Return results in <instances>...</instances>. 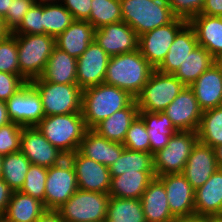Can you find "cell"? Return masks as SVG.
I'll return each mask as SVG.
<instances>
[{
  "label": "cell",
  "mask_w": 222,
  "mask_h": 222,
  "mask_svg": "<svg viewBox=\"0 0 222 222\" xmlns=\"http://www.w3.org/2000/svg\"><path fill=\"white\" fill-rule=\"evenodd\" d=\"M134 100L129 92L106 83L84 89L81 113L86 127L93 129L102 120L126 108Z\"/></svg>",
  "instance_id": "obj_1"
},
{
  "label": "cell",
  "mask_w": 222,
  "mask_h": 222,
  "mask_svg": "<svg viewBox=\"0 0 222 222\" xmlns=\"http://www.w3.org/2000/svg\"><path fill=\"white\" fill-rule=\"evenodd\" d=\"M153 70L137 49L110 57L104 83L123 89L135 98L148 82Z\"/></svg>",
  "instance_id": "obj_2"
},
{
  "label": "cell",
  "mask_w": 222,
  "mask_h": 222,
  "mask_svg": "<svg viewBox=\"0 0 222 222\" xmlns=\"http://www.w3.org/2000/svg\"><path fill=\"white\" fill-rule=\"evenodd\" d=\"M36 128L66 156L78 150L88 130L81 112L45 116Z\"/></svg>",
  "instance_id": "obj_3"
},
{
  "label": "cell",
  "mask_w": 222,
  "mask_h": 222,
  "mask_svg": "<svg viewBox=\"0 0 222 222\" xmlns=\"http://www.w3.org/2000/svg\"><path fill=\"white\" fill-rule=\"evenodd\" d=\"M122 21L138 36L171 23L176 17L168 0H120Z\"/></svg>",
  "instance_id": "obj_4"
},
{
  "label": "cell",
  "mask_w": 222,
  "mask_h": 222,
  "mask_svg": "<svg viewBox=\"0 0 222 222\" xmlns=\"http://www.w3.org/2000/svg\"><path fill=\"white\" fill-rule=\"evenodd\" d=\"M16 36L20 75L30 82L39 78L56 47L55 38L47 34H14Z\"/></svg>",
  "instance_id": "obj_5"
},
{
  "label": "cell",
  "mask_w": 222,
  "mask_h": 222,
  "mask_svg": "<svg viewBox=\"0 0 222 222\" xmlns=\"http://www.w3.org/2000/svg\"><path fill=\"white\" fill-rule=\"evenodd\" d=\"M30 83L40 95L45 116L81 112L83 90L78 84L51 83L40 78Z\"/></svg>",
  "instance_id": "obj_6"
},
{
  "label": "cell",
  "mask_w": 222,
  "mask_h": 222,
  "mask_svg": "<svg viewBox=\"0 0 222 222\" xmlns=\"http://www.w3.org/2000/svg\"><path fill=\"white\" fill-rule=\"evenodd\" d=\"M185 85L174 75L154 69L148 82L135 97L139 111L162 112Z\"/></svg>",
  "instance_id": "obj_7"
},
{
  "label": "cell",
  "mask_w": 222,
  "mask_h": 222,
  "mask_svg": "<svg viewBox=\"0 0 222 222\" xmlns=\"http://www.w3.org/2000/svg\"><path fill=\"white\" fill-rule=\"evenodd\" d=\"M109 198V194L78 189L57 210L65 222H103Z\"/></svg>",
  "instance_id": "obj_8"
},
{
  "label": "cell",
  "mask_w": 222,
  "mask_h": 222,
  "mask_svg": "<svg viewBox=\"0 0 222 222\" xmlns=\"http://www.w3.org/2000/svg\"><path fill=\"white\" fill-rule=\"evenodd\" d=\"M198 141L197 132L194 131H178L173 134L169 143L153 154L156 176L182 173Z\"/></svg>",
  "instance_id": "obj_9"
},
{
  "label": "cell",
  "mask_w": 222,
  "mask_h": 222,
  "mask_svg": "<svg viewBox=\"0 0 222 222\" xmlns=\"http://www.w3.org/2000/svg\"><path fill=\"white\" fill-rule=\"evenodd\" d=\"M78 190L76 174L68 158L48 168L44 206L57 210Z\"/></svg>",
  "instance_id": "obj_10"
},
{
  "label": "cell",
  "mask_w": 222,
  "mask_h": 222,
  "mask_svg": "<svg viewBox=\"0 0 222 222\" xmlns=\"http://www.w3.org/2000/svg\"><path fill=\"white\" fill-rule=\"evenodd\" d=\"M187 23L184 19L175 18L171 23L139 36L138 49L154 69L162 64L177 33Z\"/></svg>",
  "instance_id": "obj_11"
},
{
  "label": "cell",
  "mask_w": 222,
  "mask_h": 222,
  "mask_svg": "<svg viewBox=\"0 0 222 222\" xmlns=\"http://www.w3.org/2000/svg\"><path fill=\"white\" fill-rule=\"evenodd\" d=\"M6 108L11 122L23 127H35L45 117L40 95L30 82L6 101Z\"/></svg>",
  "instance_id": "obj_12"
},
{
  "label": "cell",
  "mask_w": 222,
  "mask_h": 222,
  "mask_svg": "<svg viewBox=\"0 0 222 222\" xmlns=\"http://www.w3.org/2000/svg\"><path fill=\"white\" fill-rule=\"evenodd\" d=\"M73 165L78 189L108 194L111 185L109 167L100 164L78 150L67 156Z\"/></svg>",
  "instance_id": "obj_13"
},
{
  "label": "cell",
  "mask_w": 222,
  "mask_h": 222,
  "mask_svg": "<svg viewBox=\"0 0 222 222\" xmlns=\"http://www.w3.org/2000/svg\"><path fill=\"white\" fill-rule=\"evenodd\" d=\"M20 152L31 164L50 168L61 163L67 156L50 144L35 127H23L20 138Z\"/></svg>",
  "instance_id": "obj_14"
},
{
  "label": "cell",
  "mask_w": 222,
  "mask_h": 222,
  "mask_svg": "<svg viewBox=\"0 0 222 222\" xmlns=\"http://www.w3.org/2000/svg\"><path fill=\"white\" fill-rule=\"evenodd\" d=\"M110 56L94 40L77 59V84L84 90L104 83Z\"/></svg>",
  "instance_id": "obj_15"
},
{
  "label": "cell",
  "mask_w": 222,
  "mask_h": 222,
  "mask_svg": "<svg viewBox=\"0 0 222 222\" xmlns=\"http://www.w3.org/2000/svg\"><path fill=\"white\" fill-rule=\"evenodd\" d=\"M163 112L178 131L197 132L203 110L193 90L185 86Z\"/></svg>",
  "instance_id": "obj_16"
},
{
  "label": "cell",
  "mask_w": 222,
  "mask_h": 222,
  "mask_svg": "<svg viewBox=\"0 0 222 222\" xmlns=\"http://www.w3.org/2000/svg\"><path fill=\"white\" fill-rule=\"evenodd\" d=\"M156 177L166 189L169 209L176 219L195 215V190L182 173Z\"/></svg>",
  "instance_id": "obj_17"
},
{
  "label": "cell",
  "mask_w": 222,
  "mask_h": 222,
  "mask_svg": "<svg viewBox=\"0 0 222 222\" xmlns=\"http://www.w3.org/2000/svg\"><path fill=\"white\" fill-rule=\"evenodd\" d=\"M111 57L138 49L139 36L124 21L95 29L94 39Z\"/></svg>",
  "instance_id": "obj_18"
},
{
  "label": "cell",
  "mask_w": 222,
  "mask_h": 222,
  "mask_svg": "<svg viewBox=\"0 0 222 222\" xmlns=\"http://www.w3.org/2000/svg\"><path fill=\"white\" fill-rule=\"evenodd\" d=\"M219 169L214 148L197 142L185 164L182 174L194 190L204 185Z\"/></svg>",
  "instance_id": "obj_19"
},
{
  "label": "cell",
  "mask_w": 222,
  "mask_h": 222,
  "mask_svg": "<svg viewBox=\"0 0 222 222\" xmlns=\"http://www.w3.org/2000/svg\"><path fill=\"white\" fill-rule=\"evenodd\" d=\"M124 149L122 143L109 141L93 129H88L80 142L78 151L83 156L110 167L121 156Z\"/></svg>",
  "instance_id": "obj_20"
},
{
  "label": "cell",
  "mask_w": 222,
  "mask_h": 222,
  "mask_svg": "<svg viewBox=\"0 0 222 222\" xmlns=\"http://www.w3.org/2000/svg\"><path fill=\"white\" fill-rule=\"evenodd\" d=\"M190 88L203 111L222 105V71L215 63Z\"/></svg>",
  "instance_id": "obj_21"
},
{
  "label": "cell",
  "mask_w": 222,
  "mask_h": 222,
  "mask_svg": "<svg viewBox=\"0 0 222 222\" xmlns=\"http://www.w3.org/2000/svg\"><path fill=\"white\" fill-rule=\"evenodd\" d=\"M146 222H174L163 183L155 177L140 198Z\"/></svg>",
  "instance_id": "obj_22"
},
{
  "label": "cell",
  "mask_w": 222,
  "mask_h": 222,
  "mask_svg": "<svg viewBox=\"0 0 222 222\" xmlns=\"http://www.w3.org/2000/svg\"><path fill=\"white\" fill-rule=\"evenodd\" d=\"M95 39V28L88 21L74 20L55 38V45L61 51L78 59Z\"/></svg>",
  "instance_id": "obj_23"
},
{
  "label": "cell",
  "mask_w": 222,
  "mask_h": 222,
  "mask_svg": "<svg viewBox=\"0 0 222 222\" xmlns=\"http://www.w3.org/2000/svg\"><path fill=\"white\" fill-rule=\"evenodd\" d=\"M189 24L194 28L198 45L215 59L222 54V17L198 14Z\"/></svg>",
  "instance_id": "obj_24"
},
{
  "label": "cell",
  "mask_w": 222,
  "mask_h": 222,
  "mask_svg": "<svg viewBox=\"0 0 222 222\" xmlns=\"http://www.w3.org/2000/svg\"><path fill=\"white\" fill-rule=\"evenodd\" d=\"M195 215H222V169L212 174L208 181L195 190Z\"/></svg>",
  "instance_id": "obj_25"
},
{
  "label": "cell",
  "mask_w": 222,
  "mask_h": 222,
  "mask_svg": "<svg viewBox=\"0 0 222 222\" xmlns=\"http://www.w3.org/2000/svg\"><path fill=\"white\" fill-rule=\"evenodd\" d=\"M198 46L194 28L189 22L177 33L171 44L166 58L157 68L158 71L166 74H174L186 59L189 53Z\"/></svg>",
  "instance_id": "obj_26"
},
{
  "label": "cell",
  "mask_w": 222,
  "mask_h": 222,
  "mask_svg": "<svg viewBox=\"0 0 222 222\" xmlns=\"http://www.w3.org/2000/svg\"><path fill=\"white\" fill-rule=\"evenodd\" d=\"M76 68L77 59L55 47L39 78L51 83L77 84Z\"/></svg>",
  "instance_id": "obj_27"
},
{
  "label": "cell",
  "mask_w": 222,
  "mask_h": 222,
  "mask_svg": "<svg viewBox=\"0 0 222 222\" xmlns=\"http://www.w3.org/2000/svg\"><path fill=\"white\" fill-rule=\"evenodd\" d=\"M138 115L139 108L134 100L126 108L116 111L110 117L102 120L93 130L109 141L123 144L131 123Z\"/></svg>",
  "instance_id": "obj_28"
},
{
  "label": "cell",
  "mask_w": 222,
  "mask_h": 222,
  "mask_svg": "<svg viewBox=\"0 0 222 222\" xmlns=\"http://www.w3.org/2000/svg\"><path fill=\"white\" fill-rule=\"evenodd\" d=\"M156 177L155 172H126L111 177L109 196L126 199H140L148 184Z\"/></svg>",
  "instance_id": "obj_29"
},
{
  "label": "cell",
  "mask_w": 222,
  "mask_h": 222,
  "mask_svg": "<svg viewBox=\"0 0 222 222\" xmlns=\"http://www.w3.org/2000/svg\"><path fill=\"white\" fill-rule=\"evenodd\" d=\"M45 210L44 203L37 198L13 191L7 210L1 218L5 222H36Z\"/></svg>",
  "instance_id": "obj_30"
},
{
  "label": "cell",
  "mask_w": 222,
  "mask_h": 222,
  "mask_svg": "<svg viewBox=\"0 0 222 222\" xmlns=\"http://www.w3.org/2000/svg\"><path fill=\"white\" fill-rule=\"evenodd\" d=\"M149 135L150 153L155 154L164 148L173 134L178 130L174 127L168 116L162 112L139 111Z\"/></svg>",
  "instance_id": "obj_31"
},
{
  "label": "cell",
  "mask_w": 222,
  "mask_h": 222,
  "mask_svg": "<svg viewBox=\"0 0 222 222\" xmlns=\"http://www.w3.org/2000/svg\"><path fill=\"white\" fill-rule=\"evenodd\" d=\"M215 59L204 48L198 45L181 63L174 75L185 85L190 87L197 78L204 73Z\"/></svg>",
  "instance_id": "obj_32"
},
{
  "label": "cell",
  "mask_w": 222,
  "mask_h": 222,
  "mask_svg": "<svg viewBox=\"0 0 222 222\" xmlns=\"http://www.w3.org/2000/svg\"><path fill=\"white\" fill-rule=\"evenodd\" d=\"M155 172L153 154L124 149L121 156L109 167L111 177H118L126 172Z\"/></svg>",
  "instance_id": "obj_33"
},
{
  "label": "cell",
  "mask_w": 222,
  "mask_h": 222,
  "mask_svg": "<svg viewBox=\"0 0 222 222\" xmlns=\"http://www.w3.org/2000/svg\"><path fill=\"white\" fill-rule=\"evenodd\" d=\"M31 162L20 151L3 156L1 178L13 190L20 191Z\"/></svg>",
  "instance_id": "obj_34"
},
{
  "label": "cell",
  "mask_w": 222,
  "mask_h": 222,
  "mask_svg": "<svg viewBox=\"0 0 222 222\" xmlns=\"http://www.w3.org/2000/svg\"><path fill=\"white\" fill-rule=\"evenodd\" d=\"M197 136L199 142L212 148L222 144V105L203 111Z\"/></svg>",
  "instance_id": "obj_35"
},
{
  "label": "cell",
  "mask_w": 222,
  "mask_h": 222,
  "mask_svg": "<svg viewBox=\"0 0 222 222\" xmlns=\"http://www.w3.org/2000/svg\"><path fill=\"white\" fill-rule=\"evenodd\" d=\"M107 217L119 222H146L140 199L110 196Z\"/></svg>",
  "instance_id": "obj_36"
},
{
  "label": "cell",
  "mask_w": 222,
  "mask_h": 222,
  "mask_svg": "<svg viewBox=\"0 0 222 222\" xmlns=\"http://www.w3.org/2000/svg\"><path fill=\"white\" fill-rule=\"evenodd\" d=\"M73 15L61 4H43L44 34L56 38L74 21Z\"/></svg>",
  "instance_id": "obj_37"
},
{
  "label": "cell",
  "mask_w": 222,
  "mask_h": 222,
  "mask_svg": "<svg viewBox=\"0 0 222 222\" xmlns=\"http://www.w3.org/2000/svg\"><path fill=\"white\" fill-rule=\"evenodd\" d=\"M122 21L120 0H92L89 23L98 29Z\"/></svg>",
  "instance_id": "obj_38"
},
{
  "label": "cell",
  "mask_w": 222,
  "mask_h": 222,
  "mask_svg": "<svg viewBox=\"0 0 222 222\" xmlns=\"http://www.w3.org/2000/svg\"><path fill=\"white\" fill-rule=\"evenodd\" d=\"M47 172L48 168L31 164L20 192L44 203Z\"/></svg>",
  "instance_id": "obj_39"
},
{
  "label": "cell",
  "mask_w": 222,
  "mask_h": 222,
  "mask_svg": "<svg viewBox=\"0 0 222 222\" xmlns=\"http://www.w3.org/2000/svg\"><path fill=\"white\" fill-rule=\"evenodd\" d=\"M0 72L20 74L16 36L13 33L0 39Z\"/></svg>",
  "instance_id": "obj_40"
},
{
  "label": "cell",
  "mask_w": 222,
  "mask_h": 222,
  "mask_svg": "<svg viewBox=\"0 0 222 222\" xmlns=\"http://www.w3.org/2000/svg\"><path fill=\"white\" fill-rule=\"evenodd\" d=\"M123 145L126 149L150 153L149 135L146 125L139 115L131 123Z\"/></svg>",
  "instance_id": "obj_41"
},
{
  "label": "cell",
  "mask_w": 222,
  "mask_h": 222,
  "mask_svg": "<svg viewBox=\"0 0 222 222\" xmlns=\"http://www.w3.org/2000/svg\"><path fill=\"white\" fill-rule=\"evenodd\" d=\"M13 34H44L43 26V4L34 5L25 14L20 26Z\"/></svg>",
  "instance_id": "obj_42"
},
{
  "label": "cell",
  "mask_w": 222,
  "mask_h": 222,
  "mask_svg": "<svg viewBox=\"0 0 222 222\" xmlns=\"http://www.w3.org/2000/svg\"><path fill=\"white\" fill-rule=\"evenodd\" d=\"M23 126L10 122L0 127V155L20 151V138Z\"/></svg>",
  "instance_id": "obj_43"
},
{
  "label": "cell",
  "mask_w": 222,
  "mask_h": 222,
  "mask_svg": "<svg viewBox=\"0 0 222 222\" xmlns=\"http://www.w3.org/2000/svg\"><path fill=\"white\" fill-rule=\"evenodd\" d=\"M34 0H10L3 23L9 33H13L22 23L25 14L34 5Z\"/></svg>",
  "instance_id": "obj_44"
},
{
  "label": "cell",
  "mask_w": 222,
  "mask_h": 222,
  "mask_svg": "<svg viewBox=\"0 0 222 222\" xmlns=\"http://www.w3.org/2000/svg\"><path fill=\"white\" fill-rule=\"evenodd\" d=\"M205 0H168L172 13L176 18L190 21L201 13Z\"/></svg>",
  "instance_id": "obj_45"
},
{
  "label": "cell",
  "mask_w": 222,
  "mask_h": 222,
  "mask_svg": "<svg viewBox=\"0 0 222 222\" xmlns=\"http://www.w3.org/2000/svg\"><path fill=\"white\" fill-rule=\"evenodd\" d=\"M27 83L20 74L0 72V100L6 102Z\"/></svg>",
  "instance_id": "obj_46"
},
{
  "label": "cell",
  "mask_w": 222,
  "mask_h": 222,
  "mask_svg": "<svg viewBox=\"0 0 222 222\" xmlns=\"http://www.w3.org/2000/svg\"><path fill=\"white\" fill-rule=\"evenodd\" d=\"M92 0H61V4L73 15L75 20L88 21Z\"/></svg>",
  "instance_id": "obj_47"
},
{
  "label": "cell",
  "mask_w": 222,
  "mask_h": 222,
  "mask_svg": "<svg viewBox=\"0 0 222 222\" xmlns=\"http://www.w3.org/2000/svg\"><path fill=\"white\" fill-rule=\"evenodd\" d=\"M13 190L0 178V217H2L8 207Z\"/></svg>",
  "instance_id": "obj_48"
},
{
  "label": "cell",
  "mask_w": 222,
  "mask_h": 222,
  "mask_svg": "<svg viewBox=\"0 0 222 222\" xmlns=\"http://www.w3.org/2000/svg\"><path fill=\"white\" fill-rule=\"evenodd\" d=\"M200 14L222 17V0H205Z\"/></svg>",
  "instance_id": "obj_49"
},
{
  "label": "cell",
  "mask_w": 222,
  "mask_h": 222,
  "mask_svg": "<svg viewBox=\"0 0 222 222\" xmlns=\"http://www.w3.org/2000/svg\"><path fill=\"white\" fill-rule=\"evenodd\" d=\"M36 222H65L58 210L46 209Z\"/></svg>",
  "instance_id": "obj_50"
},
{
  "label": "cell",
  "mask_w": 222,
  "mask_h": 222,
  "mask_svg": "<svg viewBox=\"0 0 222 222\" xmlns=\"http://www.w3.org/2000/svg\"><path fill=\"white\" fill-rule=\"evenodd\" d=\"M11 120L8 117L6 102L0 100V127L9 124Z\"/></svg>",
  "instance_id": "obj_51"
},
{
  "label": "cell",
  "mask_w": 222,
  "mask_h": 222,
  "mask_svg": "<svg viewBox=\"0 0 222 222\" xmlns=\"http://www.w3.org/2000/svg\"><path fill=\"white\" fill-rule=\"evenodd\" d=\"M174 222H208V216L192 215L184 218H177Z\"/></svg>",
  "instance_id": "obj_52"
},
{
  "label": "cell",
  "mask_w": 222,
  "mask_h": 222,
  "mask_svg": "<svg viewBox=\"0 0 222 222\" xmlns=\"http://www.w3.org/2000/svg\"><path fill=\"white\" fill-rule=\"evenodd\" d=\"M10 0H0V18H4L7 14Z\"/></svg>",
  "instance_id": "obj_53"
},
{
  "label": "cell",
  "mask_w": 222,
  "mask_h": 222,
  "mask_svg": "<svg viewBox=\"0 0 222 222\" xmlns=\"http://www.w3.org/2000/svg\"><path fill=\"white\" fill-rule=\"evenodd\" d=\"M214 151L219 169H222V144L214 147Z\"/></svg>",
  "instance_id": "obj_54"
},
{
  "label": "cell",
  "mask_w": 222,
  "mask_h": 222,
  "mask_svg": "<svg viewBox=\"0 0 222 222\" xmlns=\"http://www.w3.org/2000/svg\"><path fill=\"white\" fill-rule=\"evenodd\" d=\"M9 32L6 30L3 19L0 18V39H3Z\"/></svg>",
  "instance_id": "obj_55"
},
{
  "label": "cell",
  "mask_w": 222,
  "mask_h": 222,
  "mask_svg": "<svg viewBox=\"0 0 222 222\" xmlns=\"http://www.w3.org/2000/svg\"><path fill=\"white\" fill-rule=\"evenodd\" d=\"M37 4H51V3H60L61 0H34Z\"/></svg>",
  "instance_id": "obj_56"
},
{
  "label": "cell",
  "mask_w": 222,
  "mask_h": 222,
  "mask_svg": "<svg viewBox=\"0 0 222 222\" xmlns=\"http://www.w3.org/2000/svg\"><path fill=\"white\" fill-rule=\"evenodd\" d=\"M208 222H222V215L208 216Z\"/></svg>",
  "instance_id": "obj_57"
},
{
  "label": "cell",
  "mask_w": 222,
  "mask_h": 222,
  "mask_svg": "<svg viewBox=\"0 0 222 222\" xmlns=\"http://www.w3.org/2000/svg\"><path fill=\"white\" fill-rule=\"evenodd\" d=\"M215 64L220 68L222 71V54L215 58Z\"/></svg>",
  "instance_id": "obj_58"
},
{
  "label": "cell",
  "mask_w": 222,
  "mask_h": 222,
  "mask_svg": "<svg viewBox=\"0 0 222 222\" xmlns=\"http://www.w3.org/2000/svg\"><path fill=\"white\" fill-rule=\"evenodd\" d=\"M2 162H3V156L0 155V178H1V174H2Z\"/></svg>",
  "instance_id": "obj_59"
},
{
  "label": "cell",
  "mask_w": 222,
  "mask_h": 222,
  "mask_svg": "<svg viewBox=\"0 0 222 222\" xmlns=\"http://www.w3.org/2000/svg\"><path fill=\"white\" fill-rule=\"evenodd\" d=\"M103 222H119V221H115V220L109 219V218L107 217Z\"/></svg>",
  "instance_id": "obj_60"
}]
</instances>
